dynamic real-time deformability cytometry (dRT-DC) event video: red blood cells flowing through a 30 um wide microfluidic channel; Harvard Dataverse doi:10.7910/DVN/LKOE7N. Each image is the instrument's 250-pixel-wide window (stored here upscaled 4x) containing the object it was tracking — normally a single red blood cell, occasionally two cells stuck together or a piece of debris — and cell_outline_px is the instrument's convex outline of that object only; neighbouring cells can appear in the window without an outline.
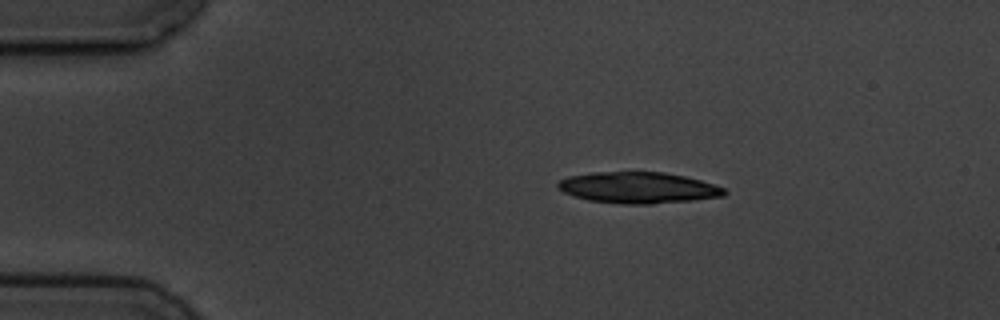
{"species": "common noctule bat (a hibernating species)", "species_latin": "Nyctalus noctula", "temperature_condition": "cold", "stored_images_in_passage": 2, "camera_frame_rate_fps": 3000, "um_per_image_px": 0.085, "animal": {"sex": "male", "body_mass_g": 19.5, "forearm_length_mm": 54.6}, "frame": {"image": 1, "passage_image": 1, "time_ms": 0.0, "image_size_px": [1000, 320], "cell_outline_px": [[728, 192], [724, 196], [692, 200], [652, 204], [624, 204], [588, 200], [564, 192], [556, 184], [560, 180], [568, 176], [592, 172], [664, 172], [684, 176], [700, 180], [724, 188]], "centroid_in_image_um": [54.26, 15.95], "position_along_channel_um": 30.7, "area_um2": 30.11}}